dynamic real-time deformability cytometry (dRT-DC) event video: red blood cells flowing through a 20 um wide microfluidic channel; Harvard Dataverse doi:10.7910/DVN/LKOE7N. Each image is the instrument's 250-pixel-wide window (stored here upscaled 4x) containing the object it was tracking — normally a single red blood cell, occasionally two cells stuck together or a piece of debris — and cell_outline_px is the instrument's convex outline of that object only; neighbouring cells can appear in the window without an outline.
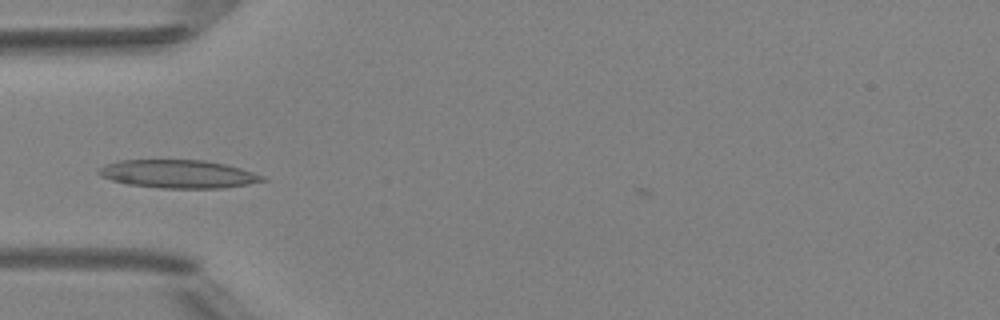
{"species": "Egyptian fruit bat (a non-hibernating species)", "species_latin": "Rousettus aegyptiacus", "temperature_condition": "room temperature", "stored_images_in_passage": 5, "camera_frame_rate_fps": 3000, "um_per_image_px": 0.085, "animal": {"sex": "female"}, "frame": {"image": 1, "passage_image": 5, "time_ms": 4.333, "image_size_px": [1000, 320], "cell_outline_px": [[268, 180], [248, 184], [220, 188], [160, 188], [128, 184], [112, 180], [100, 176], [96, 172], [100, 168], [116, 160], [204, 160], [224, 164], [240, 168], [264, 176]], "centroid_in_image_um": [15.14, 14.79], "position_along_channel_um": 69.9, "area_um2": 26.76}}